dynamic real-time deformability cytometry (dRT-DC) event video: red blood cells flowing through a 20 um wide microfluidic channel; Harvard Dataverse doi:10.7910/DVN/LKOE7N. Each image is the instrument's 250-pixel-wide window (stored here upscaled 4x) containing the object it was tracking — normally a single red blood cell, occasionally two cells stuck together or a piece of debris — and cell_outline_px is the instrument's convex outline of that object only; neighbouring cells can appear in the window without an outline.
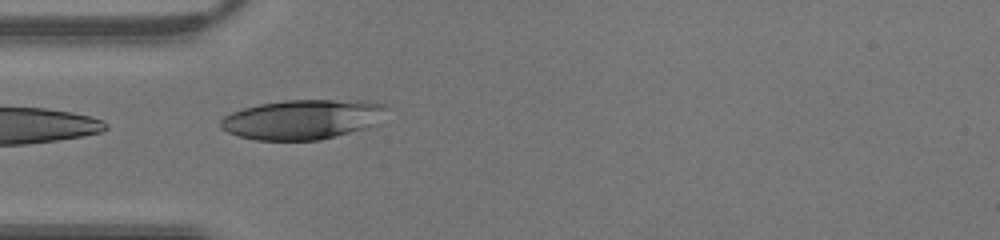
{"species": "human", "species_latin": "Homo sapiens", "temperature_condition": "warm", "stored_images_in_passage": 13, "camera_frame_rate_fps": 3000, "um_per_image_px": 0.085, "donor": {"sex": "male"}, "frame": {"image": 1, "passage_image": 1, "time_ms": 0.0, "image_size_px": [1000, 240], "cell_outline_px": [[388, 108], [380, 124], [336, 136], [320, 140], [256, 140], [240, 136], [228, 132], [220, 128], [220, 120], [224, 116], [232, 112], [244, 108], [260, 104], [284, 100], [364, 100], [384, 104]], "centroid_in_image_um": [25.77, 10.14], "position_along_channel_um": 59.2, "area_um2": 38.73}}
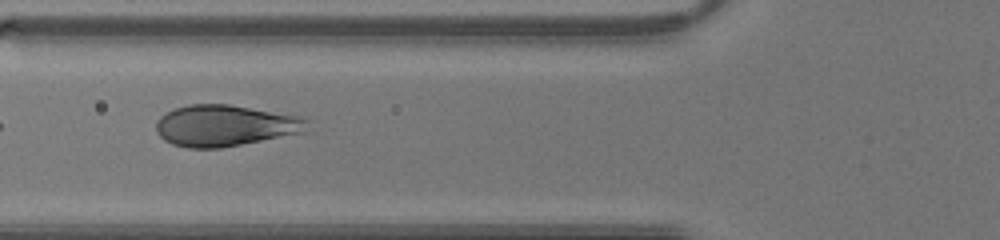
{"frame": {"image": 2, "passage_image": 4, "time_ms": 1.0, "image_size_px": [1000, 240], "cell_outline_px": [[312, 120], [304, 132], [220, 148], [188, 148], [172, 144], [164, 140], [156, 132], [156, 120], [160, 116], [176, 108], [188, 104], [228, 104], [304, 116]], "centroid_in_image_um": [19.16, 10.66], "position_along_channel_um": 106.6, "area_um2": 36.59}}
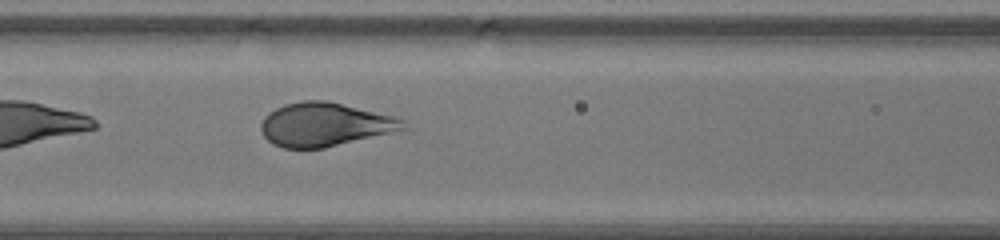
{"frame": {"image": 3, "passage_image": 6, "time_ms": 1.667, "image_size_px": [1000, 240], "cell_outline_px": [[408, 128], [392, 132], [324, 148], [284, 148], [272, 144], [264, 136], [260, 128], [260, 124], [264, 116], [268, 112], [284, 104], [304, 100], [328, 100], [392, 116], [404, 120]], "centroid_in_image_um": [27.56, 10.58], "position_along_channel_um": 139.0, "area_um2": 36.07}}